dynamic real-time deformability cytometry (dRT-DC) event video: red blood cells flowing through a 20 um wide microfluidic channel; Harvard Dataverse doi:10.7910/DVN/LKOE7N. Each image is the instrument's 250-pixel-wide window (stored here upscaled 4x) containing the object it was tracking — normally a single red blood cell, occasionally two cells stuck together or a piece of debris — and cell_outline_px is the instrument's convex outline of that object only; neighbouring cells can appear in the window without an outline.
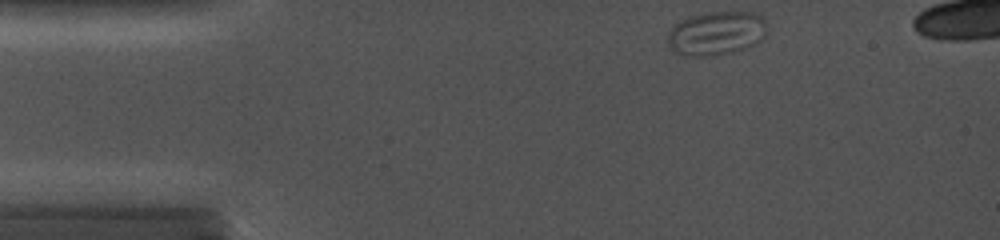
{"species": "common noctule bat (a hibernating species)", "species_latin": "Nyctalus noctula", "temperature_condition": "cold", "stored_images_in_passage": 19, "camera_frame_rate_fps": 5000, "um_per_image_px": 0.085, "animal": {"sex": "female", "body_mass_g": 19.0, "forearm_length_mm": 56.7}, "frame": {"image": 1, "passage_image": 1, "time_ms": 0.0, "image_size_px": [1000, 240], "cell_outline_px": [[768, 28], [764, 36], [756, 44], [732, 52], [708, 56], [684, 56], [676, 52], [668, 44], [668, 32], [680, 20], [692, 16], [712, 12], [756, 12], [764, 20]], "centroid_in_image_um": [60.91, 2.83], "position_along_channel_um": 24.1, "area_um2": 25.26}}
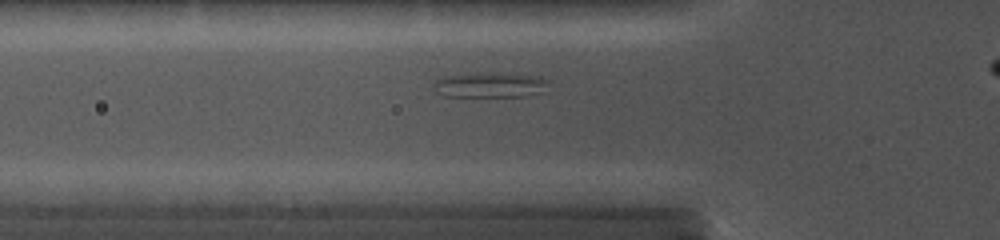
{"frame": {"image": 2, "passage_image": 11, "time_ms": 4.0, "image_size_px": [1000, 240], "cell_outline_px": [[548, 80], [544, 92], [524, 96], [440, 96], [432, 88], [432, 84], [436, 80], [448, 76], [540, 76]], "centroid_in_image_um": [41.62, 7.3], "position_along_channel_um": 84.2, "area_um2": 15.49}}